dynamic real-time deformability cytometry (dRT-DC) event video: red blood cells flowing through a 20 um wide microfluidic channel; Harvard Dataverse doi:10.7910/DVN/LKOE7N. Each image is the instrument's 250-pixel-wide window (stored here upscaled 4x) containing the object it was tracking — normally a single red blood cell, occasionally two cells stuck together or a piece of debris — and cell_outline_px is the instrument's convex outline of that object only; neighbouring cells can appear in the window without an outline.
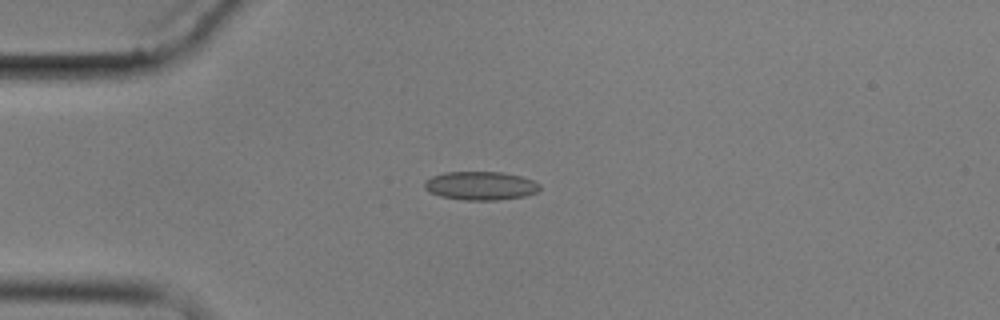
{"species": "common noctule bat (a hibernating species)", "species_latin": "Nyctalus noctula", "temperature_condition": "cold", "stored_images_in_passage": 4, "camera_frame_rate_fps": 3000, "um_per_image_px": 0.085, "animal": {"sex": "male", "body_mass_g": 17.9}, "frame": {"image": 1, "passage_image": 2, "time_ms": 1.0, "image_size_px": [1000, 320], "cell_outline_px": [[540, 188], [536, 192], [524, 196], [496, 200], [464, 200], [440, 196], [424, 188], [424, 180], [432, 176], [444, 172], [504, 172], [520, 176], [532, 180], [540, 184]], "centroid_in_image_um": [40.83, 15.78], "position_along_channel_um": 44.2, "area_um2": 19.13}}
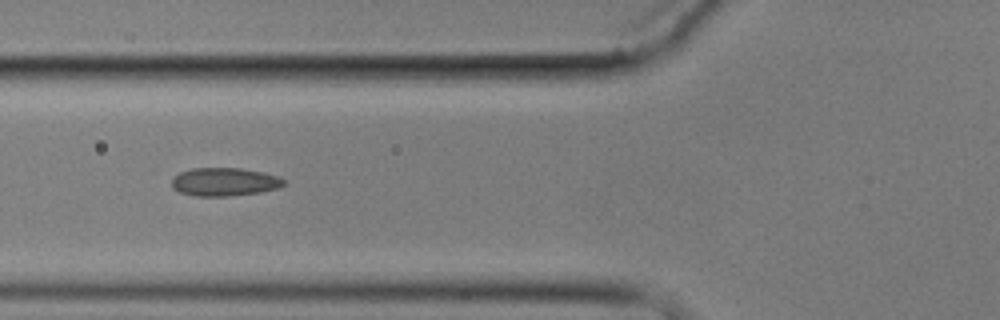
{"frame": {"image": 2, "passage_image": 4, "time_ms": 3.333, "image_size_px": [1000, 320], "cell_outline_px": [[284, 184], [280, 188], [260, 192], [228, 196], [196, 196], [180, 192], [172, 188], [172, 180], [180, 172], [192, 168], [240, 168], [264, 172], [276, 176], [284, 180]], "centroid_in_image_um": [19.08, 15.46], "position_along_channel_um": 106.7, "area_um2": 18.38}}